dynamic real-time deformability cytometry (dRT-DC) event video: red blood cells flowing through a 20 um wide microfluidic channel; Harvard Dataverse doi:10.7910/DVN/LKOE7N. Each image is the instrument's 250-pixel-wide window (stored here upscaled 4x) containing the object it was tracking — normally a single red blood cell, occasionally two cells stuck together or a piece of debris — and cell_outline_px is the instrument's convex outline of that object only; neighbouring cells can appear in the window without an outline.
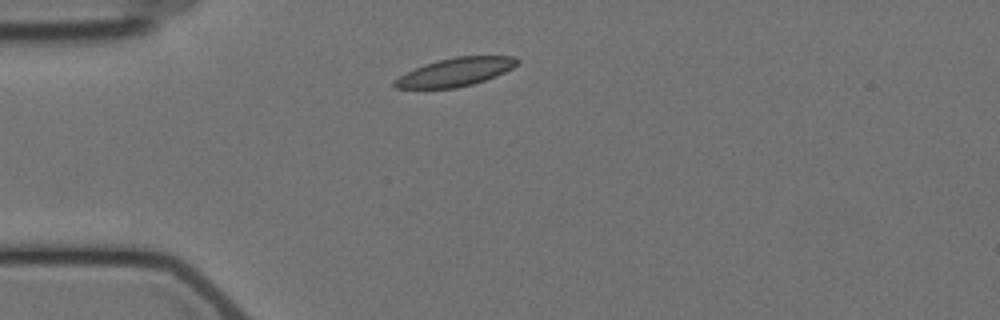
{"species": "Egyptian fruit bat (a non-hibernating species)", "species_latin": "Rousettus aegyptiacus", "temperature_condition": "cold", "stored_images_in_passage": 4, "camera_frame_rate_fps": 3000, "um_per_image_px": 0.085, "animal": {"sex": "female"}, "frame": {"image": 1, "passage_image": 1, "time_ms": 0.0, "image_size_px": [1000, 320], "cell_outline_px": [[520, 60], [512, 68], [496, 76], [472, 84], [456, 88], [396, 88], [392, 84], [392, 80], [424, 64], [456, 56], [516, 56]], "centroid_in_image_um": [38.72, 6.12], "position_along_channel_um": 46.3, "area_um2": 20.0}}
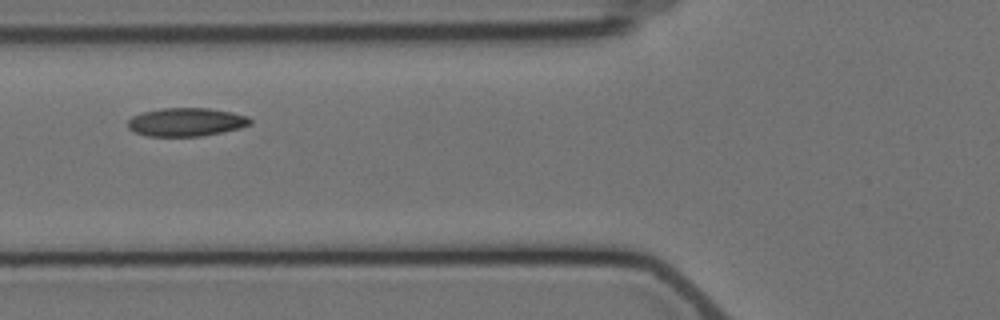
{"frame": {"image": 2, "passage_image": 3, "time_ms": 2.333, "image_size_px": [1000, 320], "cell_outline_px": [[252, 124], [240, 128], [200, 136], [148, 136], [136, 132], [128, 128], [128, 120], [132, 116], [144, 112], [160, 108], [208, 108], [232, 112], [248, 116], [252, 120]], "centroid_in_image_um": [15.84, 10.37], "position_along_channel_um": 110.0, "area_um2": 20.17}}
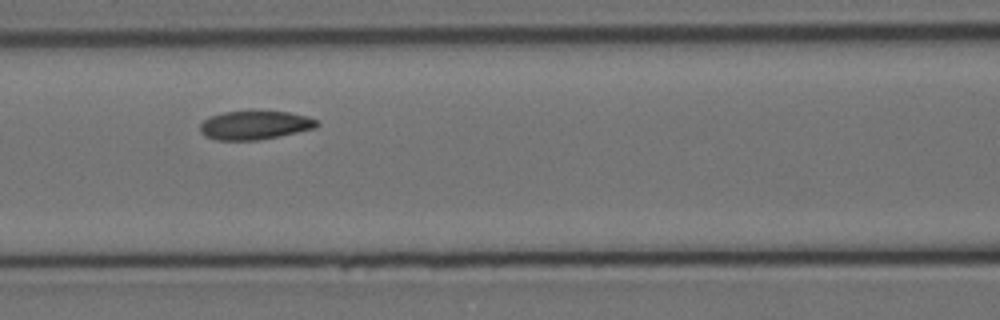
{"frame": {"image": 3, "passage_image": 4, "time_ms": 3.333, "image_size_px": [1000, 320], "cell_outline_px": [[320, 124], [316, 128], [280, 136], [260, 140], [216, 140], [204, 136], [200, 132], [200, 124], [204, 120], [212, 116], [224, 112], [288, 112], [308, 116], [316, 120]], "centroid_in_image_um": [21.67, 10.66], "position_along_channel_um": 144.9, "area_um2": 19.42}}